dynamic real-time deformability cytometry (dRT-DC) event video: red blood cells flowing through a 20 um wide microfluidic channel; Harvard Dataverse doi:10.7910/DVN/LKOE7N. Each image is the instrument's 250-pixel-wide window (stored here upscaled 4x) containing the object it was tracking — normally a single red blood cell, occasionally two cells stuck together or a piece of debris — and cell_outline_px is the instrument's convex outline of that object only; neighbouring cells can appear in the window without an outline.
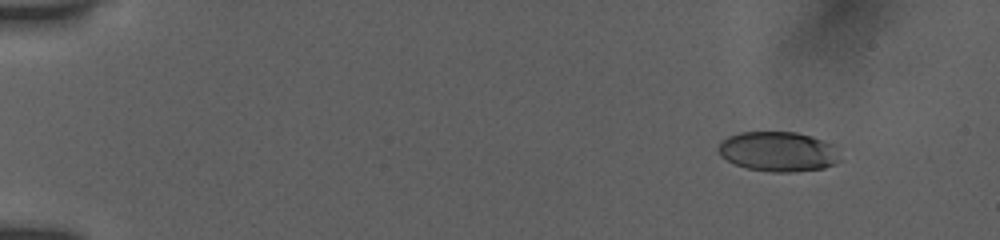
{"species": "human", "species_latin": "Homo sapiens", "temperature_condition": "room temperature", "stored_images_in_passage": 49, "camera_frame_rate_fps": 3000, "um_per_image_px": 0.085, "donor": {"sex": "female"}, "frame": {"image": 1, "passage_image": 1, "time_ms": 0.0, "image_size_px": [1000, 240], "cell_outline_px": [[840, 160], [836, 164], [824, 168], [792, 172], [772, 172], [748, 168], [736, 164], [720, 156], [720, 140], [728, 136], [740, 132], [796, 132], [812, 136], [832, 144]], "centroid_in_image_um": [66.15, 12.88], "position_along_channel_um": 18.9, "area_um2": 28.09}}
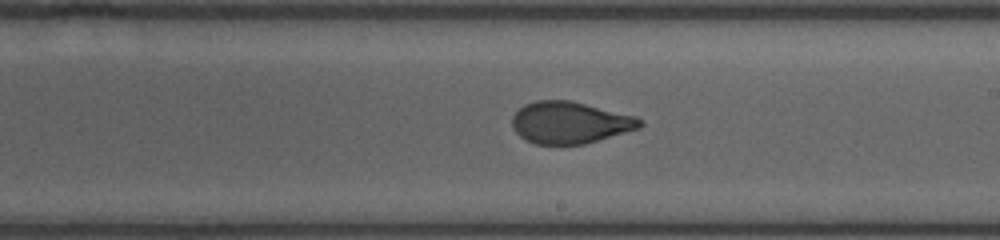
{"frame": {"image": 2, "passage_image": 28, "time_ms": 9.0, "image_size_px": [1000, 240], "cell_outline_px": [[644, 124], [640, 128], [584, 144], [536, 144], [524, 140], [512, 128], [512, 116], [524, 104], [536, 100], [568, 100], [636, 116], [644, 120]], "centroid_in_image_um": [48.44, 10.42], "position_along_channel_um": 240.6, "area_um2": 31.15}}
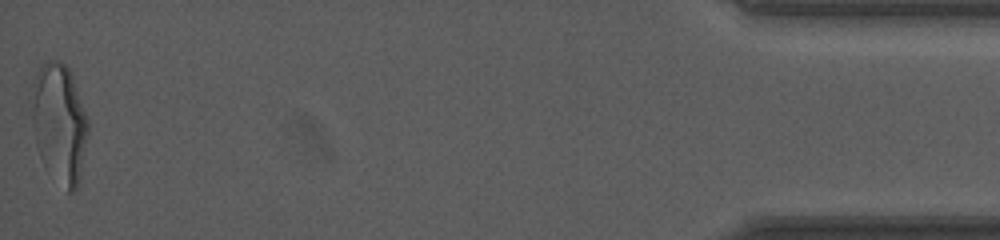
{"frame": {"image": 3, "passage_image": 49, "time_ms": 16.0, "image_size_px": [1000, 240], "cell_outline_px": [[88, 132], [80, 180], [76, 188], [72, 192], [68, 192], [32, 116], [28, 100], [28, 96], [36, 72], [40, 64], [48, 60], [60, 60], [68, 68], [88, 120]], "centroid_in_image_um": [5.11, 10.14], "position_along_channel_um": 430.1, "area_um2": 35.66}, "authors_computed_cell_mechanics": {"area_um2": 31.7322, "velocity_mm_per_s": 3.9135, "shape_relaxation_time_tau1_ms": 10.8419, "shape_relaxation_time_tau2_ms": 0.8952, "deformation_change_tau1": 0.3176, "deformation_change_tau2": 0.0672}}